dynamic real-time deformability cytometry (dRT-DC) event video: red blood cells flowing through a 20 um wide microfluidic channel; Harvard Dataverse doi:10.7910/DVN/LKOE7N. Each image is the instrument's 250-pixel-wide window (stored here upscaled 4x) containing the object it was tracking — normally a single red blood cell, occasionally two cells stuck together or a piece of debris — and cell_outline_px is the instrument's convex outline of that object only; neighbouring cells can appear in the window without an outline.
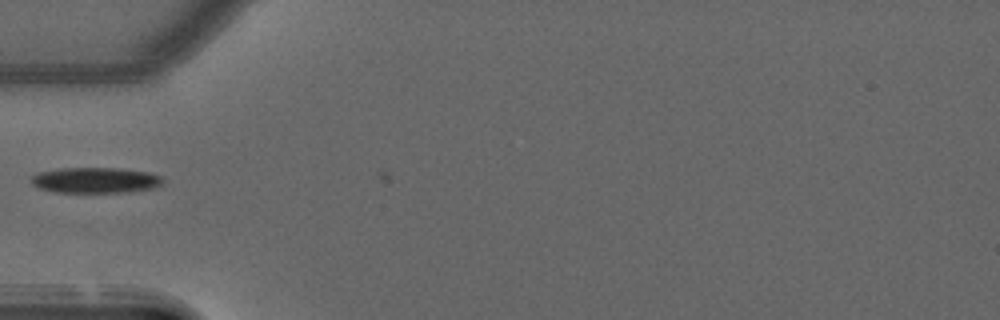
{"species": "common noctule bat (a hibernating species)", "species_latin": "Nyctalus noctula", "temperature_condition": "warm", "stored_images_in_passage": 3, "camera_frame_rate_fps": 3000, "um_per_image_px": 0.085, "animal": {"sex": "male", "forearm_length_mm": 52.5}, "frame": {"image": 1, "passage_image": 2, "time_ms": 0.333, "image_size_px": [1000, 320], "cell_outline_px": [[164, 180], [156, 188], [132, 192], [56, 192], [40, 188], [32, 184], [32, 176], [36, 172], [60, 168], [116, 168], [148, 172], [160, 176]], "centroid_in_image_um": [8.12, 15.32], "position_along_channel_um": 76.9, "area_um2": 19.71}}